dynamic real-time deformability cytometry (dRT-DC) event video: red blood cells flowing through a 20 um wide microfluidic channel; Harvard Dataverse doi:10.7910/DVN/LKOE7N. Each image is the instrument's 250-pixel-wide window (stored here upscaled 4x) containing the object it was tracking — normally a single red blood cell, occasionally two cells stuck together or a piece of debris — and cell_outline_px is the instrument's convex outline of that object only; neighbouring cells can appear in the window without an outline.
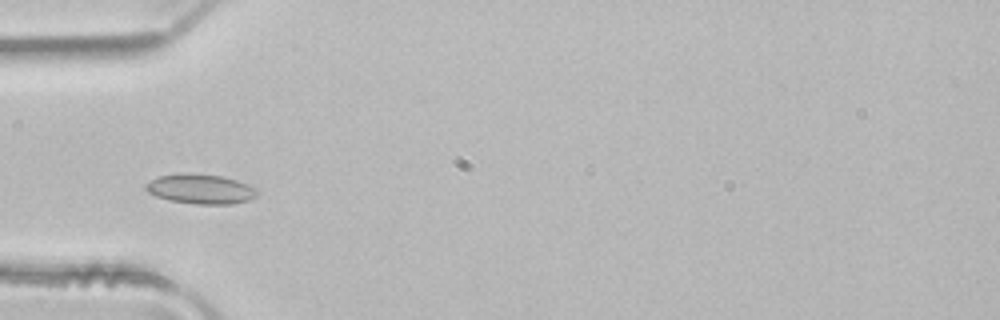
{"species": "common noctule bat (a hibernating species)", "species_latin": "Nyctalus noctula", "temperature_condition": "room temperature", "stored_images_in_passage": 3, "camera_frame_rate_fps": 3000, "um_per_image_px": 0.085, "animal": {"sex": "male", "body_mass_g": 21.5, "forearm_length_mm": 52.0}, "frame": {"image": 1, "passage_image": 3, "time_ms": 0.667, "image_size_px": [1000, 320], "cell_outline_px": [[260, 192], [256, 196], [248, 200], [232, 204], [196, 204], [168, 200], [156, 196], [148, 192], [144, 188], [144, 184], [160, 176], [184, 172], [192, 172], [224, 176], [236, 180]], "centroid_in_image_um": [17.01, 16.05], "position_along_channel_um": 68.0, "area_um2": 19.36}}